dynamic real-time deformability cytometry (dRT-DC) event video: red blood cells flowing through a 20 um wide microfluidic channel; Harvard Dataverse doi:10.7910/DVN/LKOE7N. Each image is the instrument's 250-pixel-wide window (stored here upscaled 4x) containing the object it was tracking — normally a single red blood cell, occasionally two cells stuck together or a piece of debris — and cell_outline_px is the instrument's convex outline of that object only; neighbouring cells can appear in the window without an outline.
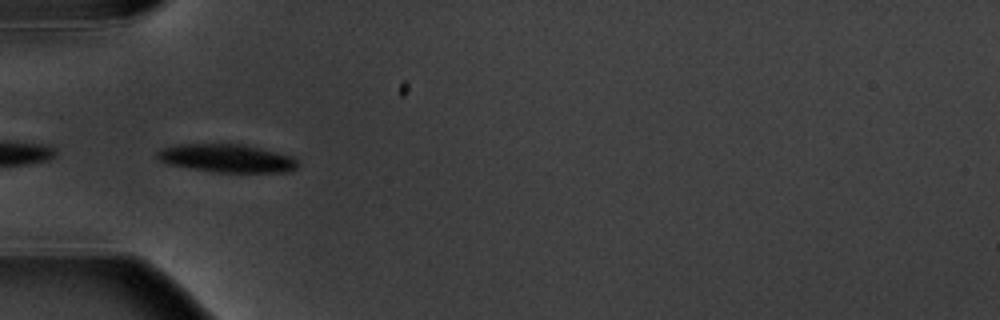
{"species": "common noctule bat (a hibernating species)", "species_latin": "Nyctalus noctula", "temperature_condition": "warm", "stored_images_in_passage": 6, "camera_frame_rate_fps": 3000, "um_per_image_px": 0.085, "animal": {"sex": "male", "body_mass_g": 20.1, "forearm_length_mm": 53.5}, "frame": {"image": 1, "passage_image": 6, "time_ms": 5.667, "image_size_px": [1000, 320], "cell_outline_px": [[300, 164], [292, 172], [212, 172], [168, 164], [160, 160], [156, 156], [156, 152], [160, 148], [176, 144], [244, 144], [292, 156]], "centroid_in_image_um": [19.27, 13.45], "position_along_channel_um": 65.7, "area_um2": 23.24}}